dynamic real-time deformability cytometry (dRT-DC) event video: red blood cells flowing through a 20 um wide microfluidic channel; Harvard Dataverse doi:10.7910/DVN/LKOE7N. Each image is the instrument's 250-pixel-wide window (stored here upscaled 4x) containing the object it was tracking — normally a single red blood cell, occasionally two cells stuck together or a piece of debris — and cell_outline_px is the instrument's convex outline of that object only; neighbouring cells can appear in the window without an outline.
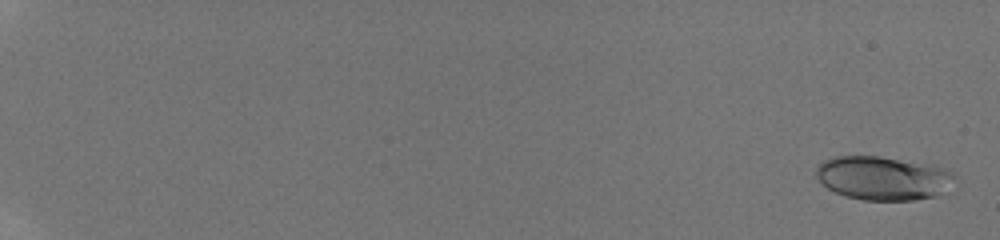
{"species": "human", "species_latin": "Homo sapiens", "temperature_condition": "room temperature", "stored_images_in_passage": 17, "camera_frame_rate_fps": 3000, "um_per_image_px": 0.085, "donor": {"sex": "male"}, "frame": {"image": 1, "passage_image": 1, "time_ms": 0.0, "image_size_px": [1000, 240], "cell_outline_px": [[952, 180], [936, 196], [912, 200], [864, 200], [844, 196], [828, 188], [816, 176], [816, 168], [824, 160], [832, 156], [880, 156], [932, 164], [952, 172]], "centroid_in_image_um": [74.99, 15.12], "position_along_channel_um": 10.0, "area_um2": 34.91}}
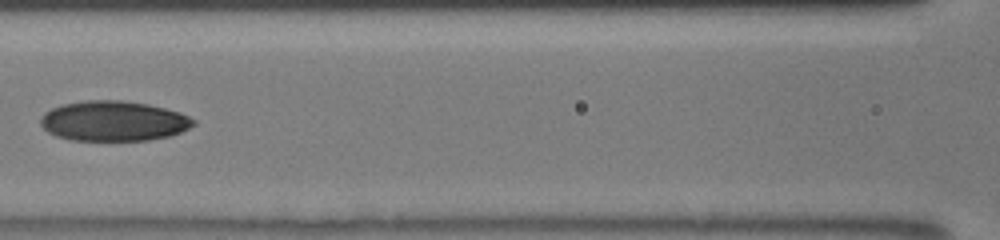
{"frame": {"image": 2, "passage_image": 15, "time_ms": 9.333, "image_size_px": [1000, 240], "cell_outline_px": [[196, 124], [172, 136], [148, 140], [72, 140], [56, 136], [48, 132], [40, 124], [40, 116], [44, 112], [60, 104], [84, 100], [124, 100], [148, 104], [180, 112], [196, 120]], "centroid_in_image_um": [9.64, 10.28], "position_along_channel_um": 157.0, "area_um2": 36.01}}
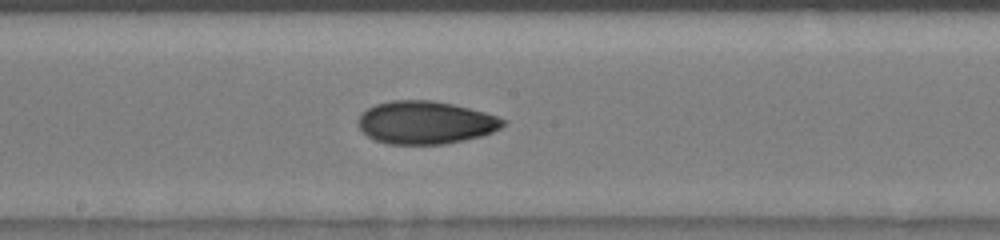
{"frame": {"image": 3, "passage_image": 17, "time_ms": 10.667, "image_size_px": [1000, 240], "cell_outline_px": [[508, 120], [500, 128], [492, 132], [480, 136], [464, 140], [444, 144], [388, 144], [376, 140], [368, 136], [356, 124], [356, 120], [368, 108], [376, 104], [392, 100], [432, 100], [452, 104], [484, 112]], "centroid_in_image_um": [36.16, 10.41], "position_along_channel_um": 212.0, "area_um2": 36.07}}